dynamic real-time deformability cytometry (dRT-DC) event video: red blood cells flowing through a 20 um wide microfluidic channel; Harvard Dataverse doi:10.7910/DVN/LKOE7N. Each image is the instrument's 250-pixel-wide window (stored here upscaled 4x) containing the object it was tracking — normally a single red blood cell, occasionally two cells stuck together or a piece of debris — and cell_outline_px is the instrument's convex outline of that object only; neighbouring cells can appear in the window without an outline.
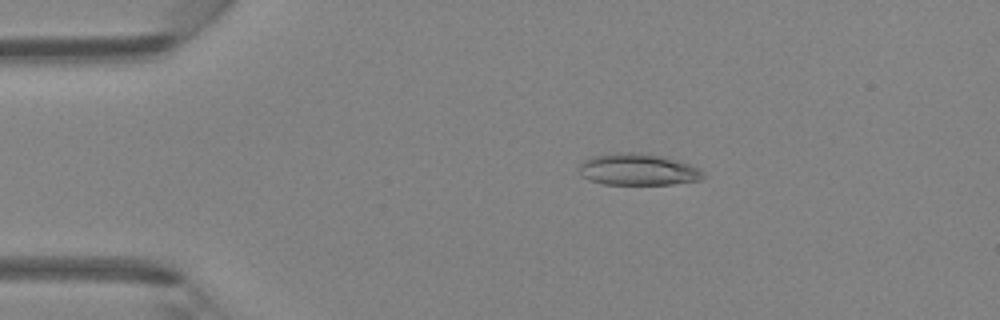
{"species": "Egyptian fruit bat (a non-hibernating species)", "species_latin": "Rousettus aegyptiacus", "temperature_condition": "room temperature", "stored_images_in_passage": 41, "camera_frame_rate_fps": 3000, "um_per_image_px": 0.085, "animal": {"sex": "female"}, "frame": {"image": 1, "passage_image": 4, "time_ms": 1.0, "image_size_px": [1000, 320], "cell_outline_px": [[704, 176], [700, 180], [672, 184], [604, 184], [592, 180], [584, 176], [580, 172], [580, 164], [588, 156], [620, 152], [628, 152], [664, 156], [700, 168], [704, 172]], "centroid_in_image_um": [54.24, 14.4], "position_along_channel_um": 30.8, "area_um2": 22.72}}
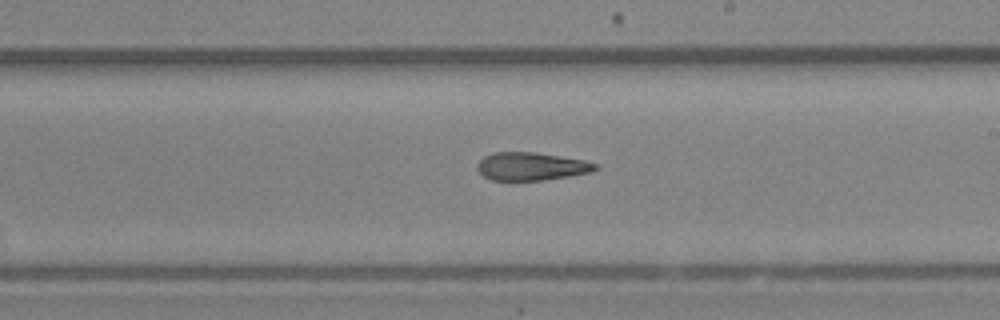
{"frame": {"image": 2, "passage_image": 22, "time_ms": 7.0, "image_size_px": [1000, 320], "cell_outline_px": [[600, 168], [592, 172], [568, 176], [540, 180], [492, 180], [484, 176], [476, 168], [476, 164], [484, 156], [492, 152], [536, 152], [584, 160], [600, 164]], "centroid_in_image_um": [45.18, 14.13], "position_along_channel_um": 243.8, "area_um2": 19.36}}
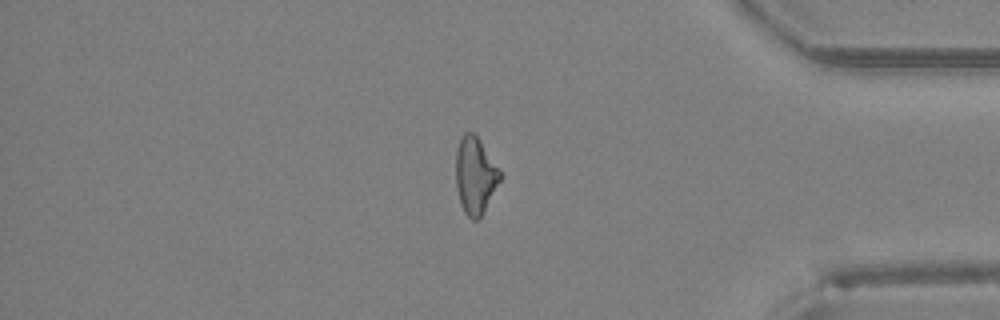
{"frame": {"image": 3, "passage_image": 34, "time_ms": 11.0, "image_size_px": [1000, 320], "cell_outline_px": [[504, 176], [480, 220], [472, 220], [464, 212], [460, 204], [456, 188], [456, 152], [460, 140], [464, 132], [472, 132], [476, 136]], "centroid_in_image_um": [40.41, 14.99], "position_along_channel_um": 394.8, "area_um2": 20.0}}